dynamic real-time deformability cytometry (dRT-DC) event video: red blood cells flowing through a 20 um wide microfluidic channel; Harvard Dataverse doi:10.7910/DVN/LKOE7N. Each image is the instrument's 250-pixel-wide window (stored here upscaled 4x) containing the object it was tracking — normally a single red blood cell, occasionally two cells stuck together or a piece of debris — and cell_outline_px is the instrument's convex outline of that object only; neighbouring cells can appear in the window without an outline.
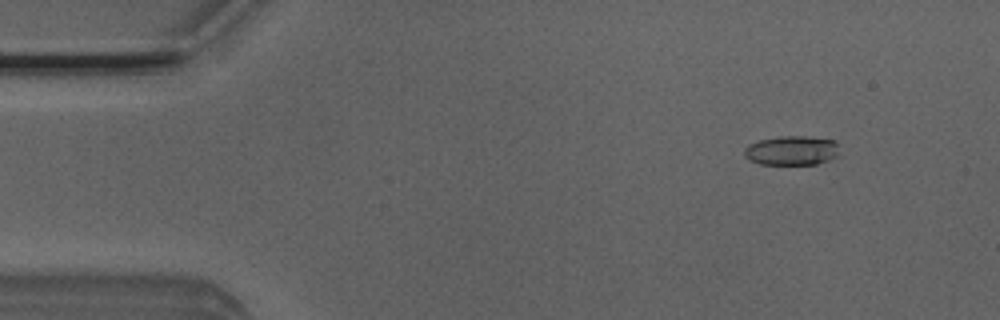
{"species": "Egyptian fruit bat (a non-hibernating species)", "species_latin": "Rousettus aegyptiacus", "temperature_condition": "room temperature", "stored_images_in_passage": 52, "camera_frame_rate_fps": 3000, "um_per_image_px": 0.085, "animal": {"sex": "male"}, "frame": {"image": 1, "passage_image": 6, "time_ms": 1.667, "image_size_px": [1000, 320], "cell_outline_px": [[836, 156], [828, 160], [816, 164], [760, 164], [744, 156], [744, 148], [748, 144], [760, 140], [780, 136], [808, 136], [836, 140]], "centroid_in_image_um": [67.27, 12.78], "position_along_channel_um": 17.7, "area_um2": 16.13}}
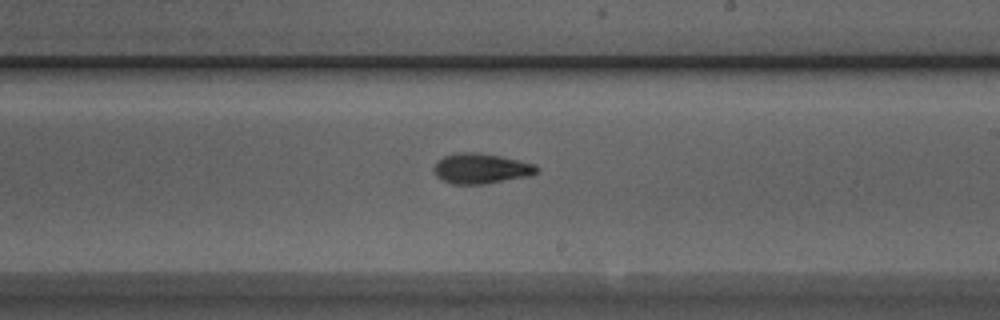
{"frame": {"image": 2, "passage_image": 30, "time_ms": 9.667, "image_size_px": [1000, 320], "cell_outline_px": [[536, 172], [528, 176], [484, 184], [452, 184], [436, 176], [432, 168], [436, 160], [444, 156], [456, 152], [480, 152], [500, 156], [532, 164], [536, 168]], "centroid_in_image_um": [40.78, 14.31], "position_along_channel_um": 248.2, "area_um2": 17.98}}
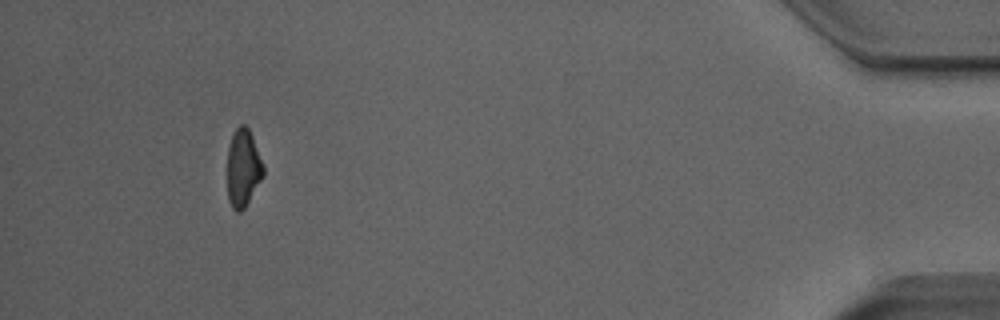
{"frame": {"image": 3, "passage_image": 48, "time_ms": 15.667, "image_size_px": [1000, 320], "cell_outline_px": [[264, 176], [244, 208], [240, 212], [236, 212], [232, 208], [228, 200], [228, 148], [232, 136], [236, 128], [240, 124], [244, 124], [248, 128], [252, 136], [264, 164]], "centroid_in_image_um": [20.68, 14.29], "position_along_channel_um": 414.5, "area_um2": 16.3}, "authors_computed_cell_mechanics": {"area_um2": 17.1088, "velocity_mm_per_s": 3.9871, "shape_relaxation_time_tau1_ms": 4.4166, "shape_relaxation_time_tau2_ms": 3.4635, "deformation_change_tau1": 0.1518, "deformation_change_tau2": 0.1069}}